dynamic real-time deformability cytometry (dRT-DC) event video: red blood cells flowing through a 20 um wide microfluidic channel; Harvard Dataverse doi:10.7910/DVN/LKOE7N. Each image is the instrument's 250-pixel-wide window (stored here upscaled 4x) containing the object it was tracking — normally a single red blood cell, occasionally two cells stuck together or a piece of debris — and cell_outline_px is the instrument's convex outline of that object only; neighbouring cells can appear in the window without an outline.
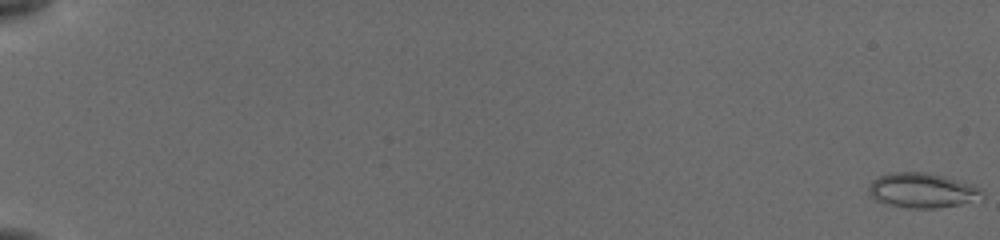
{"species": "common noctule bat (a hibernating species)", "species_latin": "Nyctalus noctula", "temperature_condition": "cold", "stored_images_in_passage": 56, "camera_frame_rate_fps": 3000, "um_per_image_px": 0.085, "animal": {"sex": "female", "body_mass_g": 19.5, "forearm_length_mm": 54.1}, "frame": {"image": 1, "passage_image": 1, "time_ms": 0.0, "image_size_px": [1000, 240], "cell_outline_px": [[984, 196], [960, 204], [932, 208], [912, 208], [892, 204], [880, 200], [872, 196], [868, 192], [868, 188], [872, 180], [880, 176], [892, 172], [924, 172], [972, 184]], "centroid_in_image_um": [78.34, 16.17], "position_along_channel_um": 6.7, "area_um2": 22.08}}
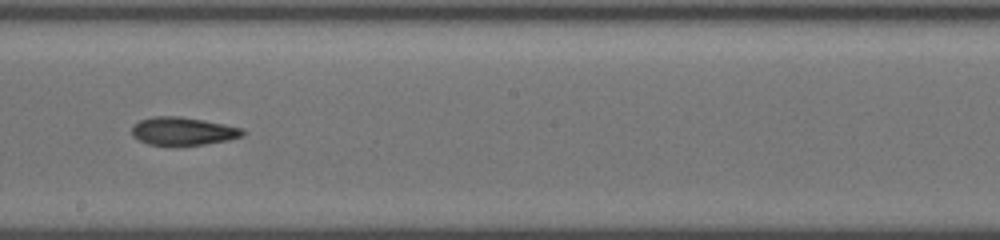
{"frame": {"image": 2, "passage_image": 35, "time_ms": 11.333, "image_size_px": [1000, 240], "cell_outline_px": [[244, 136], [228, 140], [204, 144], [172, 148], [148, 144], [132, 136], [132, 124], [140, 120], [152, 116], [180, 116], [204, 120], [244, 128]], "centroid_in_image_um": [15.53, 11.18], "position_along_channel_um": 232.7, "area_um2": 18.79}}
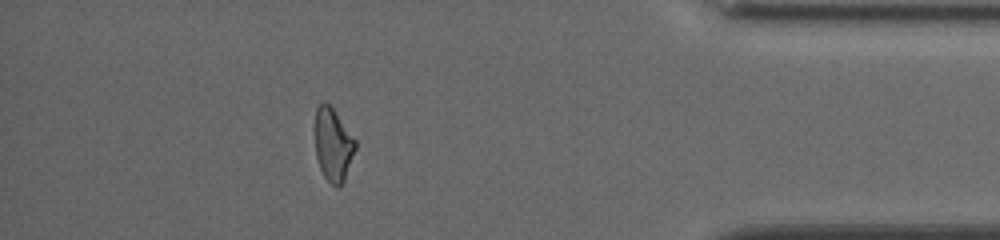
{"frame": {"image": 3, "passage_image": 51, "time_ms": 16.667, "image_size_px": [1000, 240], "cell_outline_px": [[356, 148], [344, 180], [336, 188], [324, 176], [320, 168], [316, 156], [316, 108], [320, 104], [328, 104], [332, 108], [356, 140]], "centroid_in_image_um": [28.32, 12.33], "position_along_channel_um": 406.9, "area_um2": 16.65}, "authors_computed_cell_mechanics": {"area_um2": 18.5827, "velocity_mm_per_s": 3.875, "shape_relaxation_time_tau1_ms": 7.483, "shape_relaxation_time_tau2_ms": 4.4156, "deformation_change_tau1": 0.2095, "deformation_change_tau2": 0.1169}}